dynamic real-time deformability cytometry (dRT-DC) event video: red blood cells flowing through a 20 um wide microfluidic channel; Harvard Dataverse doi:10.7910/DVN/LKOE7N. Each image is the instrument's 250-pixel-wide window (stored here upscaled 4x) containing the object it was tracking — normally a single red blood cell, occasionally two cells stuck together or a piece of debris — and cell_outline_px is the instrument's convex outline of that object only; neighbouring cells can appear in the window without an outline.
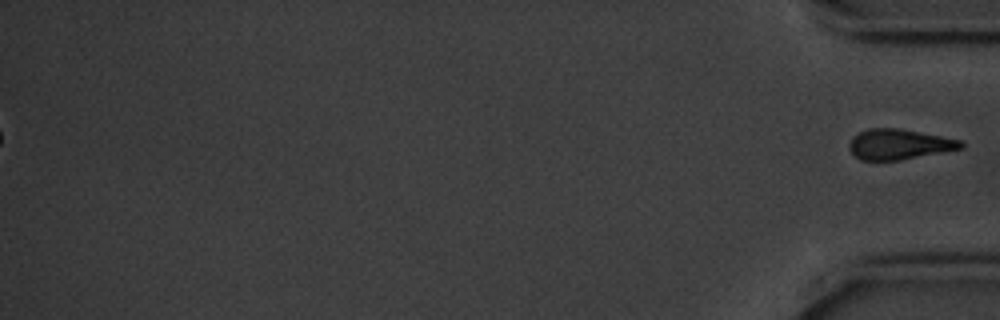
{"species": "common noctule bat (a hibernating species)", "species_latin": "Nyctalus noctula", "temperature_condition": "cold", "stored_images_in_passage": 57, "segment_of_instrument_passage": [2, 2], "camera_frame_rate_fps": 3000, "um_per_image_px": 0.085, "animal": {"sex": "male", "body_mass_g": 20.1, "forearm_length_mm": 53.5}, "frame": {"image": 1, "passage_image": 57, "time_ms": 18.667, "image_size_px": [1000, 320], "cell_outline_px": [[964, 148], [900, 160], [860, 160], [848, 148], [848, 144], [852, 136], [868, 128], [896, 128], [964, 140]], "centroid_in_image_um": [76.43, 12.26], "position_along_channel_um": 358.8, "area_um2": 19.77}}